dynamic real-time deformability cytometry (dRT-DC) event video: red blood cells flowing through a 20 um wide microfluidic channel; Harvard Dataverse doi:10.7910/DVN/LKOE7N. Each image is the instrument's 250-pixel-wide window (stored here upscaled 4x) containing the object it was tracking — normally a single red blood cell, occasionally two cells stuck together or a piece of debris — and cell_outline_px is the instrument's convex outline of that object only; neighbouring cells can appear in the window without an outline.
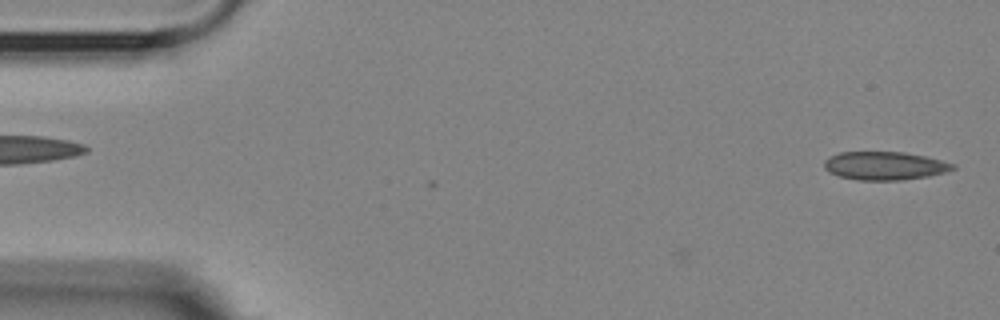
{"species": "Egyptian fruit bat (a non-hibernating species)", "species_latin": "Rousettus aegyptiacus", "temperature_condition": "room temperature", "stored_images_in_passage": 4, "camera_frame_rate_fps": 3000, "um_per_image_px": 0.085, "animal": {"sex": "female"}, "frame": {"image": 1, "passage_image": 1, "time_ms": 0.0, "image_size_px": [1000, 320], "cell_outline_px": [[956, 168], [944, 172], [928, 176], [904, 180], [856, 180], [840, 176], [828, 172], [824, 168], [824, 160], [840, 152], [904, 152], [924, 156], [956, 164]], "centroid_in_image_um": [75.19, 14.09], "position_along_channel_um": 9.8, "area_um2": 21.15}}